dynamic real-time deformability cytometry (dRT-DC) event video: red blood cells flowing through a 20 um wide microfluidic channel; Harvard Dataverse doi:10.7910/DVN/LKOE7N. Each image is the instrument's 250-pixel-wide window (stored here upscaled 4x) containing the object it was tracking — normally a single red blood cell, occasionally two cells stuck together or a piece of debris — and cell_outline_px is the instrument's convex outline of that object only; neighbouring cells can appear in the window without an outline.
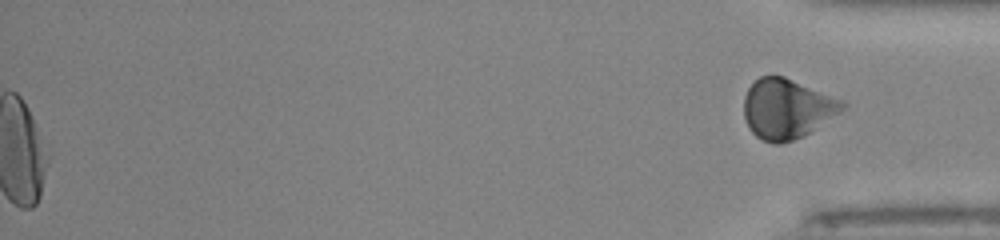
{"species": "human", "species_latin": "Homo sapiens", "temperature_condition": "room temperature", "stored_images_in_passage": 50, "segment_of_instrument_passage": [2, 2], "camera_frame_rate_fps": 3000, "um_per_image_px": 0.085, "donor": {"sex": "male"}, "frame": {"image": 1, "passage_image": 50, "time_ms": 16.333, "image_size_px": [1000, 240], "cell_outline_px": [[848, 104], [840, 112], [804, 136], [780, 144], [772, 144], [756, 136], [748, 128], [744, 116], [744, 96], [748, 88], [760, 76], [772, 72], [784, 76], [844, 100]], "centroid_in_image_um": [66.87, 9.21], "position_along_channel_um": 368.3, "area_um2": 34.74}}